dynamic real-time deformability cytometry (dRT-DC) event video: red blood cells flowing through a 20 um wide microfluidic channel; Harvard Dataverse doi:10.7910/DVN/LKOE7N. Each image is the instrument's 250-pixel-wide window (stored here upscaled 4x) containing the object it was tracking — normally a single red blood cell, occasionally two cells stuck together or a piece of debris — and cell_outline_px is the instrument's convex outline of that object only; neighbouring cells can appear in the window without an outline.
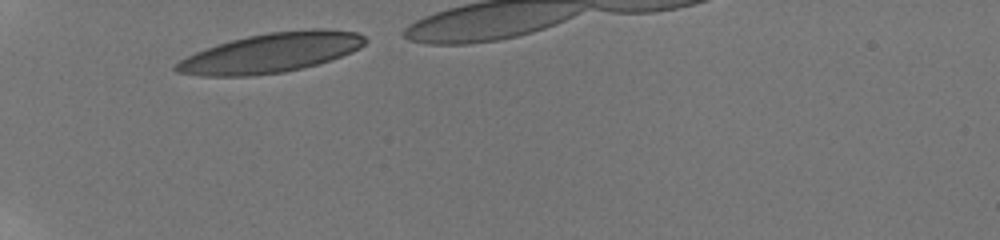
{"species": "human", "species_latin": "Homo sapiens", "temperature_condition": "room temperature", "stored_images_in_passage": 59, "camera_frame_rate_fps": 3000, "um_per_image_px": 0.085, "donor": {"sex": "male"}, "frame": {"image": 1, "passage_image": 3, "time_ms": 0.333, "image_size_px": [1000, 240], "cell_outline_px": [[368, 40], [360, 48], [352, 52], [304, 68], [284, 72], [248, 76], [200, 76], [176, 72], [172, 68], [180, 60], [196, 52], [232, 40], [248, 36], [268, 32], [312, 28], [324, 28], [356, 32], [364, 36]], "centroid_in_image_um": [23.06, 4.48], "position_along_channel_um": 61.9, "area_um2": 43.41}}
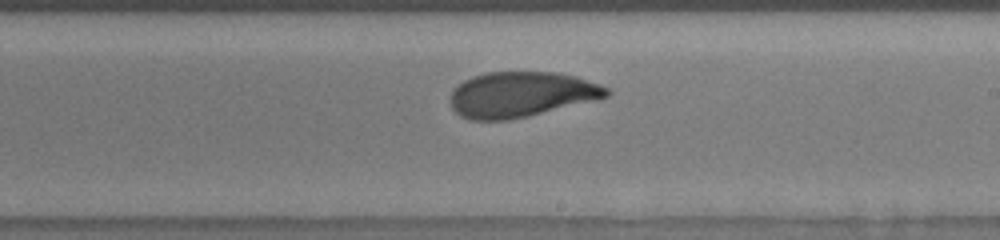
{"frame": {"image": 2, "passage_image": 32, "time_ms": 5.667, "image_size_px": [1000, 240], "cell_outline_px": [[612, 92], [608, 96], [596, 100], [528, 116], [508, 120], [472, 120], [460, 116], [452, 108], [452, 92], [464, 80], [472, 76], [488, 72], [556, 72], [576, 76], [600, 84], [608, 88]], "centroid_in_image_um": [44.34, 8.02], "position_along_channel_um": 244.7, "area_um2": 41.21}}
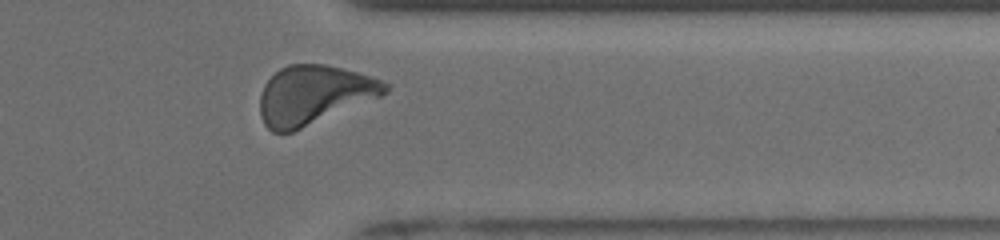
{"frame": {"image": 3, "passage_image": 53, "time_ms": 9.333, "image_size_px": [1000, 240], "cell_outline_px": [[392, 84], [388, 92], [380, 96], [292, 132], [272, 132], [264, 124], [260, 116], [260, 96], [264, 84], [280, 68], [288, 64], [324, 64], [356, 72]], "centroid_in_image_um": [26.66, 8.06], "position_along_channel_um": 384.7, "area_um2": 42.54}}